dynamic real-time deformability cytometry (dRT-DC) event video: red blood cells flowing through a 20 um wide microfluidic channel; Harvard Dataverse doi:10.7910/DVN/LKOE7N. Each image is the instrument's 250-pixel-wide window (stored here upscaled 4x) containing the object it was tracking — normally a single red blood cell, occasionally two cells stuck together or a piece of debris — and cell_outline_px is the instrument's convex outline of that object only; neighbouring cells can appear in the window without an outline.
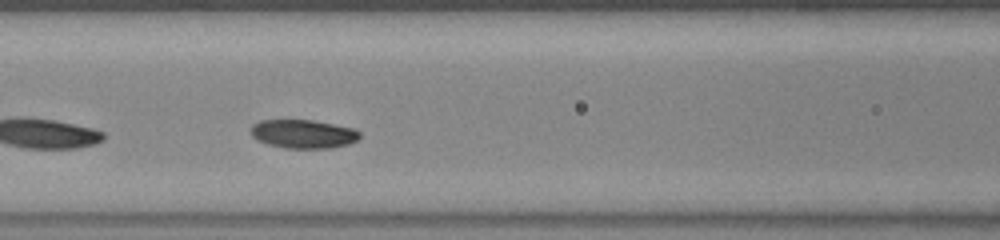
{"species": "common noctule bat (a hibernating species)", "species_latin": "Nyctalus noctula", "temperature_condition": "warm", "stored_images_in_passage": 36, "camera_frame_rate_fps": 3000, "um_per_image_px": 0.085, "animal": {"sex": "female", "body_mass_g": 23.0, "forearm_length_mm": 53.4}, "frame": {"image": 1, "passage_image": 11, "time_ms": 3.333, "image_size_px": [1000, 240], "cell_outline_px": [[360, 136], [356, 140], [348, 144], [332, 148], [284, 148], [268, 144], [252, 136], [252, 124], [260, 120], [312, 120], [352, 128], [360, 132]], "centroid_in_image_um": [25.78, 11.38], "position_along_channel_um": 140.8, "area_um2": 17.98}, "authors_computed_cell_mechanics": {"area_um2": 18.6694, "velocity_mm_per_s": 3.8476, "shape_relaxation_time_tau1_ms": 1.7133, "shape_relaxation_time_tau2_ms": 5.8659, "deformation_change_tau1": 0.0977, "deformation_change_tau2": 0.1174}}